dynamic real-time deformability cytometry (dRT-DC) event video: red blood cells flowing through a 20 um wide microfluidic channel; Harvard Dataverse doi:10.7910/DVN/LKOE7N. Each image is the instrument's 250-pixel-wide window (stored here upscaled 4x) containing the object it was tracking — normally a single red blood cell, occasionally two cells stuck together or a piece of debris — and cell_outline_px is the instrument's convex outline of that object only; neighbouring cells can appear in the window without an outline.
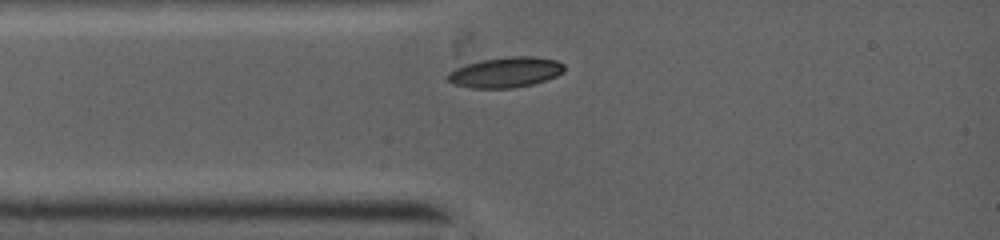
{"species": "common noctule bat (a hibernating species)", "species_latin": "Nyctalus noctula", "temperature_condition": "warm", "stored_images_in_passage": 5, "camera_frame_rate_fps": 5000, "um_per_image_px": 0.085, "animal": {"sex": "female", "body_mass_g": 19.0, "forearm_length_mm": 53.3}, "frame": {"image": 1, "passage_image": 1, "time_ms": 0.0, "image_size_px": [1000, 240], "cell_outline_px": [[564, 72], [556, 76], [532, 84], [512, 88], [472, 88], [456, 84], [448, 80], [448, 72], [456, 68], [480, 60], [508, 56], [532, 56], [556, 60], [564, 64]], "centroid_in_image_um": [43.0, 6.13], "position_along_channel_um": 42.0, "area_um2": 20.46}}
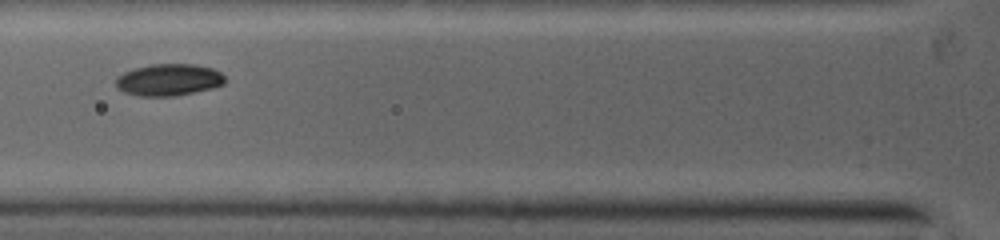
{"frame": {"image": 2, "passage_image": 3, "time_ms": 1.6, "image_size_px": [1000, 240], "cell_outline_px": [[224, 84], [192, 92], [172, 96], [140, 96], [124, 92], [116, 84], [116, 80], [124, 72], [136, 68], [152, 64], [196, 64], [212, 68], [220, 72], [224, 76]], "centroid_in_image_um": [14.35, 6.77], "position_along_channel_um": 111.5, "area_um2": 19.83}}
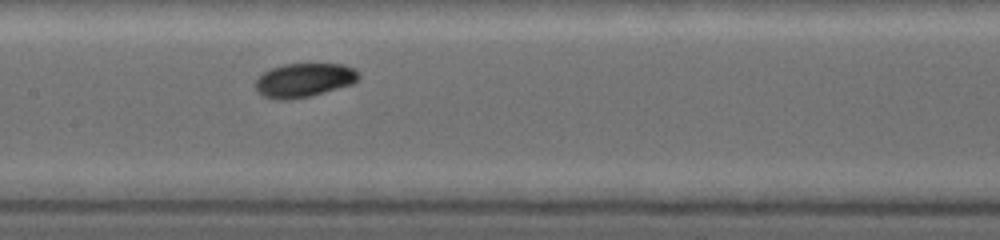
{"frame": {"image": 3, "passage_image": 5, "time_ms": 3.2, "image_size_px": [1000, 240], "cell_outline_px": [[360, 76], [352, 84], [308, 96], [264, 96], [256, 88], [256, 80], [264, 72], [272, 68], [284, 64], [340, 64], [352, 68]], "centroid_in_image_um": [25.89, 6.75], "position_along_channel_um": 181.5, "area_um2": 19.13}}